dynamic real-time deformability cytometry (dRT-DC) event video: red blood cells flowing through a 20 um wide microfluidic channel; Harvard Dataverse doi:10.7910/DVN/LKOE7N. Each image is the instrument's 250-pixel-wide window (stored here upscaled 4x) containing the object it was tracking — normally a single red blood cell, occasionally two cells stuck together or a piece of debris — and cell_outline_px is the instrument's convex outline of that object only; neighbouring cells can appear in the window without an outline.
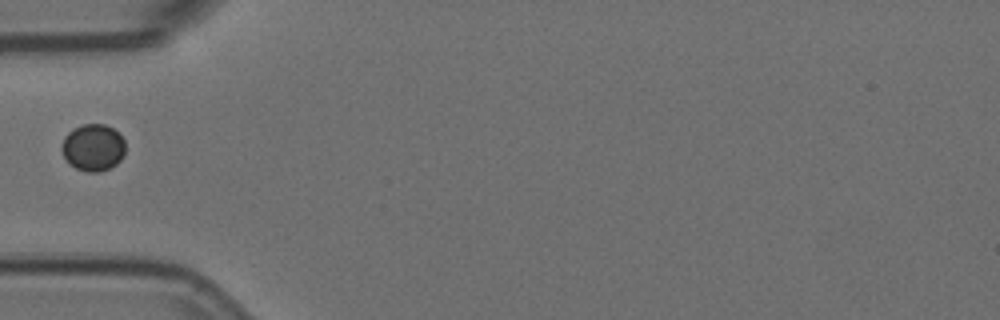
{"species": "Egyptian fruit bat (a non-hibernating species)", "species_latin": "Rousettus aegyptiacus", "temperature_condition": "room temperature", "stored_images_in_passage": 6, "camera_frame_rate_fps": 3000, "um_per_image_px": 0.085, "animal": {"sex": "female"}, "frame": {"image": 1, "passage_image": 5, "time_ms": 1.333, "image_size_px": [1000, 320], "cell_outline_px": [[124, 156], [116, 164], [100, 172], [88, 172], [76, 168], [68, 164], [60, 148], [64, 136], [72, 128], [84, 124], [104, 124], [112, 128], [124, 140]], "centroid_in_image_um": [7.88, 12.54], "position_along_channel_um": 77.1, "area_um2": 17.46}}
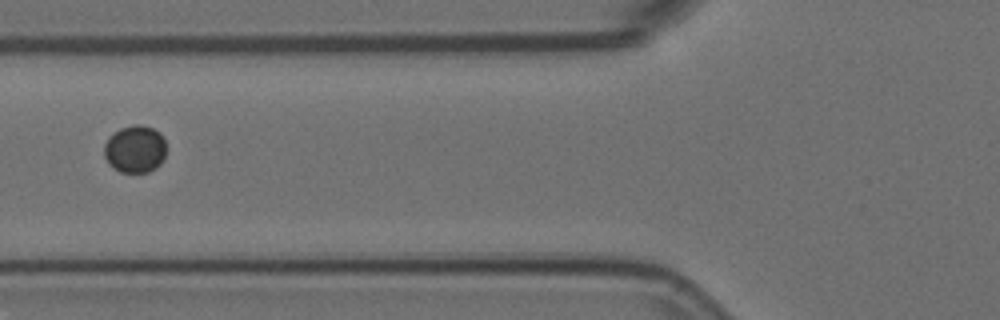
{"frame": {"image": 2, "passage_image": 6, "time_ms": 1.667, "image_size_px": [1000, 320], "cell_outline_px": [[164, 160], [156, 168], [148, 172], [120, 172], [112, 168], [108, 164], [104, 156], [104, 144], [108, 136], [120, 128], [136, 124], [140, 124], [152, 128], [160, 132], [164, 140]], "centroid_in_image_um": [11.45, 12.68], "position_along_channel_um": 114.4, "area_um2": 17.34}}